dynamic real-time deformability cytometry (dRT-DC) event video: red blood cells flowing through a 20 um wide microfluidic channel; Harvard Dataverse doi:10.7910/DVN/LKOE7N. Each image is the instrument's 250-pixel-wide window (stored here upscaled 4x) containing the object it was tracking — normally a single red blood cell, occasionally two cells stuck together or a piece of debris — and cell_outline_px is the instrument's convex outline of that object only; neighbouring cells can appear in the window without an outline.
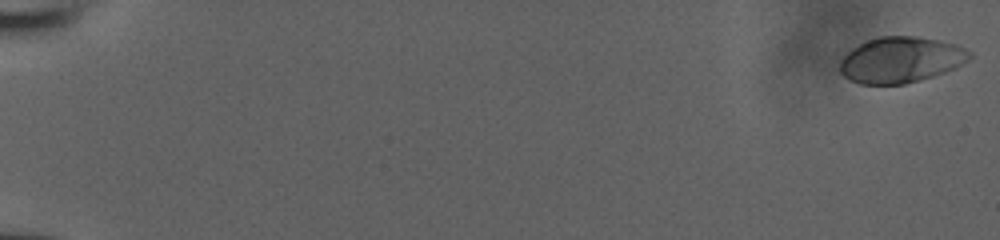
{"species": "human", "species_latin": "Homo sapiens", "temperature_condition": "room temperature", "stored_images_in_passage": 53, "camera_frame_rate_fps": 3000, "um_per_image_px": 0.085, "donor": {"sex": "male"}, "frame": {"image": 1, "passage_image": 1, "time_ms": 0.0, "image_size_px": [1000, 240], "cell_outline_px": [[972, 56], [968, 60], [956, 68], [932, 76], [904, 84], [860, 84], [848, 80], [840, 72], [840, 60], [852, 48], [864, 40], [880, 36], [916, 36], [940, 40], [956, 44], [972, 52]], "centroid_in_image_um": [76.56, 5.07], "position_along_channel_um": 8.4, "area_um2": 34.85}}
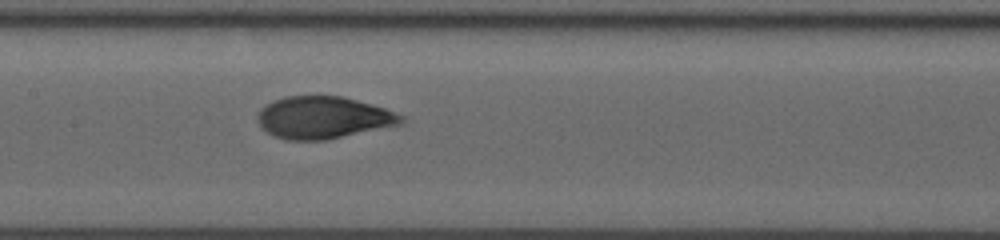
{"frame": {"image": 2, "passage_image": 29, "time_ms": 9.333, "image_size_px": [1000, 240], "cell_outline_px": [[404, 124], [324, 140], [288, 140], [276, 136], [268, 132], [260, 124], [260, 108], [272, 100], [284, 96], [344, 96], [384, 108], [404, 116]], "centroid_in_image_um": [27.52, 9.98], "position_along_channel_um": 179.9, "area_um2": 35.03}}
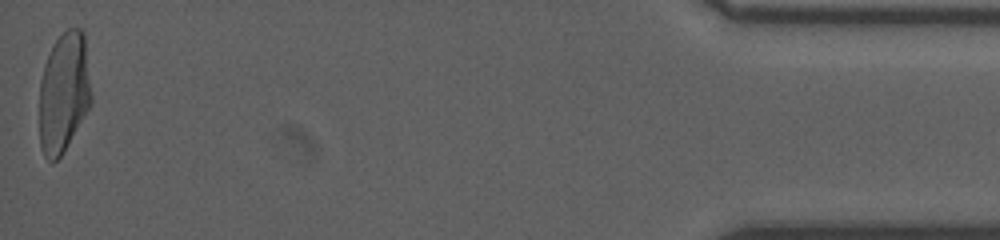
{"frame": {"image": 3, "passage_image": 53, "time_ms": 17.333, "image_size_px": [1000, 240], "cell_outline_px": [[92, 104], [60, 156], [52, 164], [44, 156], [40, 148], [40, 80], [44, 64], [56, 40], [68, 28], [80, 28], [84, 32], [92, 96]], "centroid_in_image_um": [5.43, 7.87], "position_along_channel_um": 429.8, "area_um2": 36.41}}